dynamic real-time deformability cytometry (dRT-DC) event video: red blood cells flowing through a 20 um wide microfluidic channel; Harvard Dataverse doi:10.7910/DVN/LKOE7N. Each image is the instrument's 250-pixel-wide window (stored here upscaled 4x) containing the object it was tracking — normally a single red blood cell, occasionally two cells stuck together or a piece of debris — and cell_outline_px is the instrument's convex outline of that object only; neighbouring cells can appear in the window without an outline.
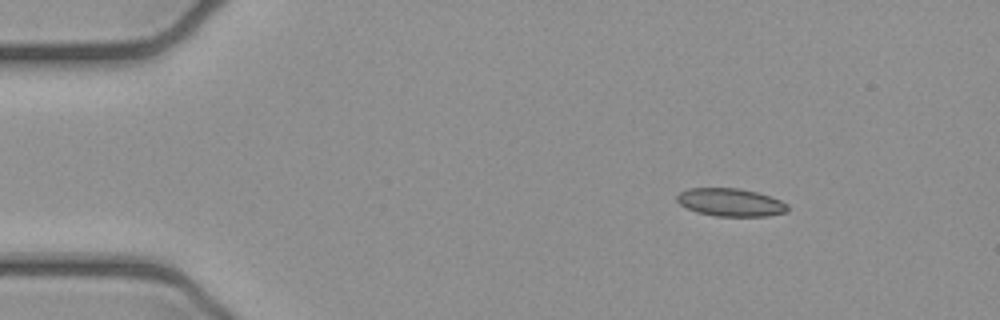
{"species": "common noctule bat (a hibernating species)", "species_latin": "Nyctalus noctula", "temperature_condition": "cold", "stored_images_in_passage": 4, "camera_frame_rate_fps": 3000, "um_per_image_px": 0.085, "animal": {"sex": "female", "body_mass_g": 21.9}, "frame": {"image": 1, "passage_image": 1, "time_ms": 0.0, "image_size_px": [1000, 320], "cell_outline_px": [[788, 212], [768, 216], [716, 216], [696, 212], [680, 204], [676, 200], [676, 196], [680, 192], [688, 188], [740, 188], [756, 192], [780, 200], [788, 204]], "centroid_in_image_um": [62.1, 17.2], "position_along_channel_um": 22.9, "area_um2": 18.03}}
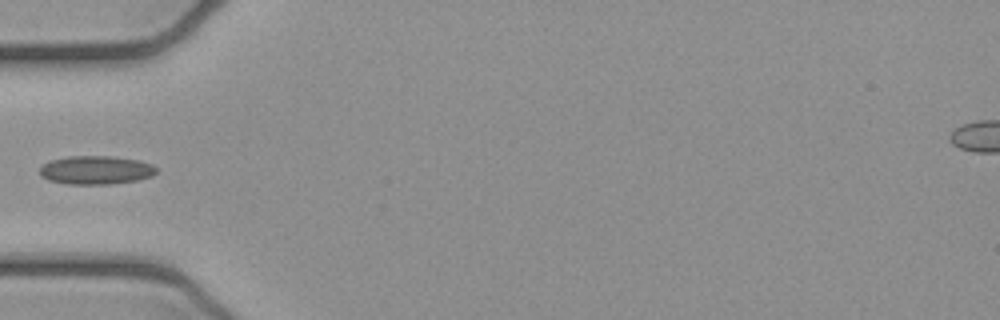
{"frame": {"image": 2, "passage_image": 4, "time_ms": 1.0, "image_size_px": [1000, 320], "cell_outline_px": [[156, 172], [152, 176], [136, 180], [112, 184], [68, 184], [48, 180], [40, 176], [40, 168], [48, 160], [68, 156], [112, 156], [140, 160], [152, 164], [156, 168]], "centroid_in_image_um": [8.14, 14.45], "position_along_channel_um": 76.9, "area_um2": 19.54}}